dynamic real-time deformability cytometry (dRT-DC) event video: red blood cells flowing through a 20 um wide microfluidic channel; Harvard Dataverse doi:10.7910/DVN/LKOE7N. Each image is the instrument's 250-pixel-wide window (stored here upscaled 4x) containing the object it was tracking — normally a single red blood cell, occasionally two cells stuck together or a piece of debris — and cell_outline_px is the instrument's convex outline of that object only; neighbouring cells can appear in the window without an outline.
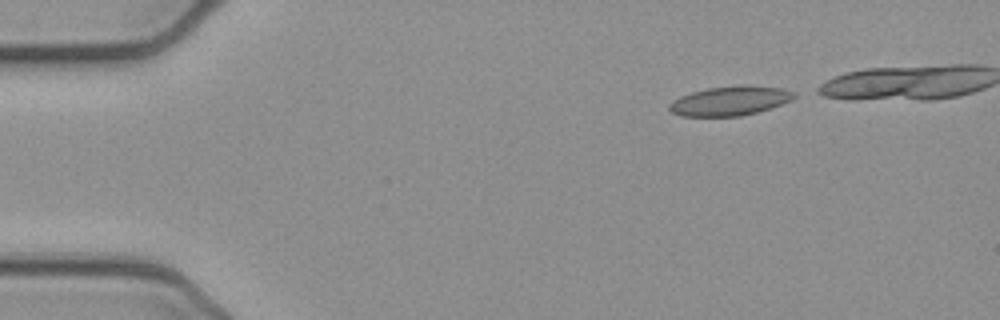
{"species": "common noctule bat (a hibernating species)", "species_latin": "Nyctalus noctula", "temperature_condition": "cold", "stored_images_in_passage": 37, "camera_frame_rate_fps": 3000, "um_per_image_px": 0.085, "animal": {"sex": "female", "body_mass_g": 21.9}, "frame": {"image": 1, "passage_image": 1, "time_ms": 0.0, "image_size_px": [1000, 320], "cell_outline_px": [[796, 96], [792, 100], [756, 112], [740, 116], [680, 116], [672, 112], [668, 108], [668, 104], [672, 100], [680, 96], [692, 92], [708, 88], [744, 84], [780, 88], [796, 92]], "centroid_in_image_um": [62.02, 8.56], "position_along_channel_um": 23.0, "area_um2": 21.33}}
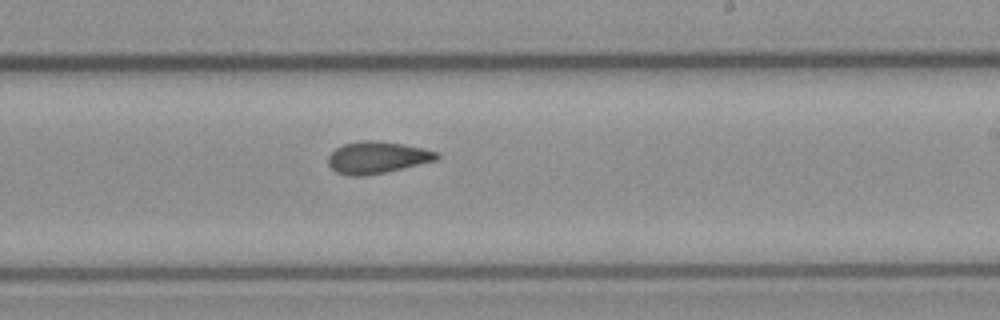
{"frame": {"image": 2, "passage_image": 25, "time_ms": 8.0, "image_size_px": [1000, 320], "cell_outline_px": [[440, 156], [436, 160], [384, 172], [360, 176], [348, 176], [336, 172], [328, 164], [328, 156], [336, 148], [344, 144], [364, 140], [376, 140], [404, 144], [424, 148], [440, 152]], "centroid_in_image_um": [32.06, 13.37], "position_along_channel_um": 256.9, "area_um2": 20.11}}
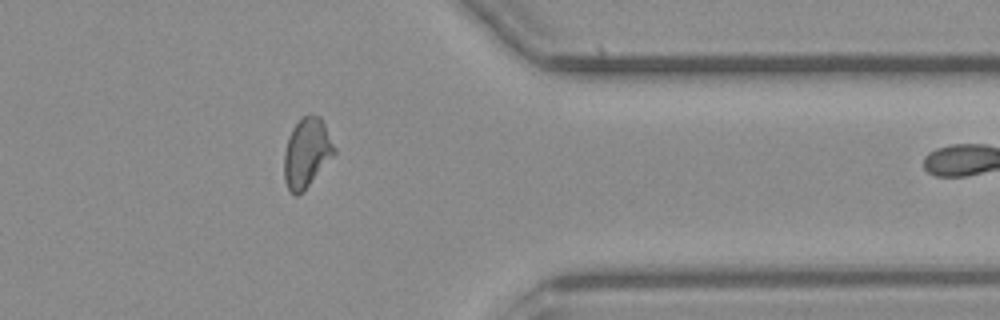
{"frame": {"image": 3, "passage_image": 36, "time_ms": 11.667, "image_size_px": [1000, 320], "cell_outline_px": [[336, 152], [308, 184], [296, 196], [288, 188], [284, 180], [284, 152], [292, 128], [308, 112], [320, 116], [336, 148]], "centroid_in_image_um": [26.06, 12.93], "position_along_channel_um": 385.3, "area_um2": 19.77}}